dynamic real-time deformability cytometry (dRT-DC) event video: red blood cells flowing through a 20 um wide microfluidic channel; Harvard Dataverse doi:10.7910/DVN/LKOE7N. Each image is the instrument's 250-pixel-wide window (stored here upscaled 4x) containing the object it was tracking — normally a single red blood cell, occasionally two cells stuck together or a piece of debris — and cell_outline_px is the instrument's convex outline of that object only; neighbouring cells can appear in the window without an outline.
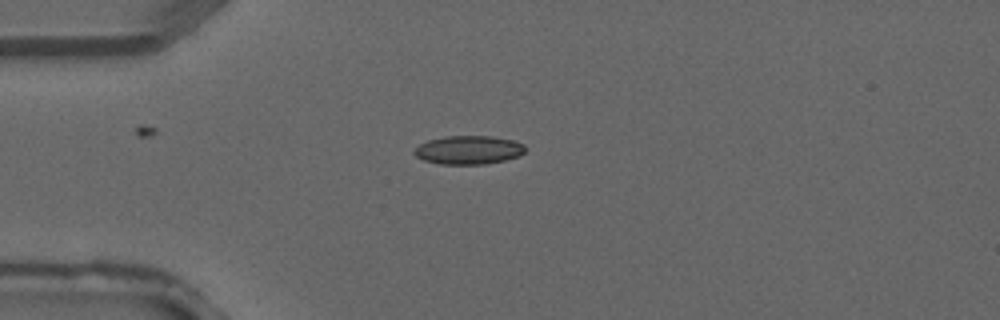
{"species": "common noctule bat (a hibernating species)", "species_latin": "Nyctalus noctula", "temperature_condition": "warm", "stored_images_in_passage": 2, "camera_frame_rate_fps": 3000, "um_per_image_px": 0.085, "animal": {"sex": "male", "forearm_length_mm": 52.5}, "frame": {"image": 1, "passage_image": 1, "time_ms": 0.0, "image_size_px": [1000, 320], "cell_outline_px": [[524, 152], [520, 156], [504, 160], [484, 164], [440, 164], [424, 160], [416, 156], [412, 152], [420, 144], [428, 140], [444, 136], [492, 136], [512, 140], [524, 144]], "centroid_in_image_um": [39.82, 12.74], "position_along_channel_um": 45.2, "area_um2": 18.44}}
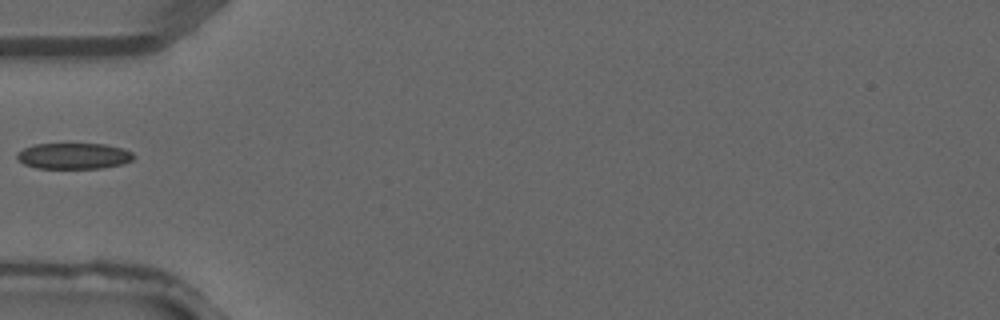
{"frame": {"image": 2, "passage_image": 2, "time_ms": 0.333, "image_size_px": [1000, 320], "cell_outline_px": [[136, 156], [132, 160], [124, 164], [100, 168], [36, 168], [24, 164], [16, 156], [16, 152], [24, 148], [36, 144], [104, 144], [124, 148], [132, 152]], "centroid_in_image_um": [6.3, 13.25], "position_along_channel_um": 78.7, "area_um2": 17.74}}